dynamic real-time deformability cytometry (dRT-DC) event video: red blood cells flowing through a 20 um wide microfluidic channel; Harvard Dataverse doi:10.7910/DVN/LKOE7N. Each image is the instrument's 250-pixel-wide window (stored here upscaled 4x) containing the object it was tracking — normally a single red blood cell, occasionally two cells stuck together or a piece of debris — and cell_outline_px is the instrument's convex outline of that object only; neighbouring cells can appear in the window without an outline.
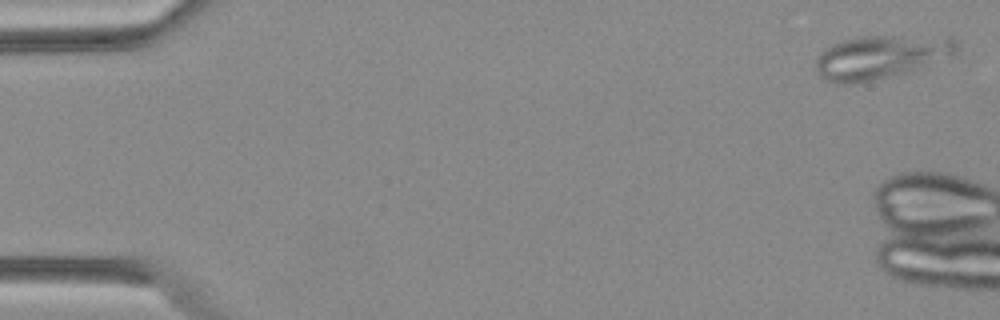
{"species": "Egyptian fruit bat (a non-hibernating species)", "species_latin": "Rousettus aegyptiacus", "temperature_condition": "warm", "stored_images_in_passage": 5, "camera_frame_rate_fps": 3000, "um_per_image_px": 0.085, "animal": {"sex": "female"}, "frame": {"image": 1, "passage_image": 1, "time_ms": 0.0, "image_size_px": [1000, 320], "cell_outline_px": [[960, 44], [956, 52], [952, 56], [912, 72], [852, 84], [832, 84], [824, 80], [820, 76], [816, 68], [816, 56], [824, 48], [840, 40], [860, 36], [952, 36]], "centroid_in_image_um": [74.89, 4.84], "position_along_channel_um": 10.1, "area_um2": 36.65}}